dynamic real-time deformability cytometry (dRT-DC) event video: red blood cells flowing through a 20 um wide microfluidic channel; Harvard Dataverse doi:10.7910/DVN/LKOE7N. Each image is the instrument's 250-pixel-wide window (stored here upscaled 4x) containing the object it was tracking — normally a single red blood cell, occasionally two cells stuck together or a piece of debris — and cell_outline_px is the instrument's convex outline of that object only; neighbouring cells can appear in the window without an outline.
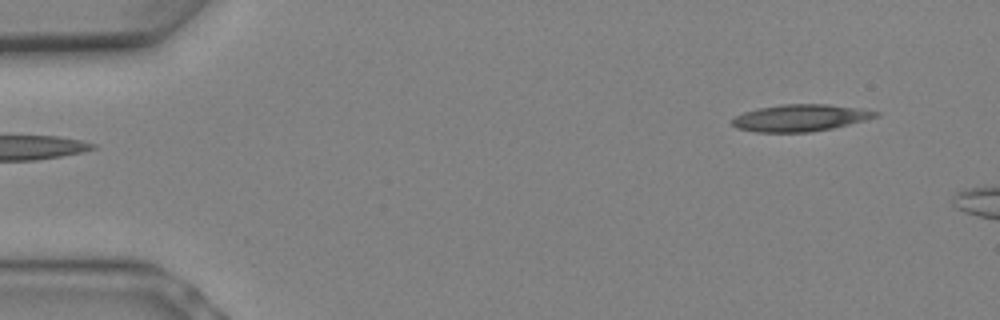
{"species": "Egyptian fruit bat (a non-hibernating species)", "species_latin": "Rousettus aegyptiacus", "temperature_condition": "warm", "stored_images_in_passage": 6, "camera_frame_rate_fps": 3000, "um_per_image_px": 0.085, "animal": {"sex": "female"}, "frame": {"image": 1, "passage_image": 6, "time_ms": 1.667, "image_size_px": [1000, 320], "cell_outline_px": [[880, 116], [832, 128], [808, 132], [756, 132], [736, 128], [732, 124], [732, 120], [736, 116], [744, 112], [756, 108], [780, 104], [828, 104], [860, 108], [880, 112]], "centroid_in_image_um": [68.02, 10.01], "position_along_channel_um": 17.0, "area_um2": 22.48}}